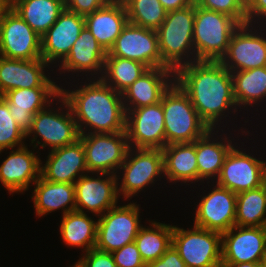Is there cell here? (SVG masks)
<instances>
[{
	"label": "cell",
	"mask_w": 266,
	"mask_h": 267,
	"mask_svg": "<svg viewBox=\"0 0 266 267\" xmlns=\"http://www.w3.org/2000/svg\"><path fill=\"white\" fill-rule=\"evenodd\" d=\"M174 81L210 129L220 130L221 120L238 111L231 72L220 61L197 60L183 65L174 72Z\"/></svg>",
	"instance_id": "6da1fadb"
},
{
	"label": "cell",
	"mask_w": 266,
	"mask_h": 267,
	"mask_svg": "<svg viewBox=\"0 0 266 267\" xmlns=\"http://www.w3.org/2000/svg\"><path fill=\"white\" fill-rule=\"evenodd\" d=\"M87 81L79 87L76 84L77 89L60 87V95L73 113L79 134L125 132L126 112L122 94L101 79Z\"/></svg>",
	"instance_id": "7a4b0ae2"
},
{
	"label": "cell",
	"mask_w": 266,
	"mask_h": 267,
	"mask_svg": "<svg viewBox=\"0 0 266 267\" xmlns=\"http://www.w3.org/2000/svg\"><path fill=\"white\" fill-rule=\"evenodd\" d=\"M195 2L183 9L169 11L156 30L162 61L174 72L197 61L193 45Z\"/></svg>",
	"instance_id": "3957f363"
},
{
	"label": "cell",
	"mask_w": 266,
	"mask_h": 267,
	"mask_svg": "<svg viewBox=\"0 0 266 267\" xmlns=\"http://www.w3.org/2000/svg\"><path fill=\"white\" fill-rule=\"evenodd\" d=\"M166 145L193 143L210 128L200 118L188 95L174 81L161 97Z\"/></svg>",
	"instance_id": "277c9868"
},
{
	"label": "cell",
	"mask_w": 266,
	"mask_h": 267,
	"mask_svg": "<svg viewBox=\"0 0 266 267\" xmlns=\"http://www.w3.org/2000/svg\"><path fill=\"white\" fill-rule=\"evenodd\" d=\"M240 24L231 16L195 4L193 45L196 60L220 61Z\"/></svg>",
	"instance_id": "5b68a950"
},
{
	"label": "cell",
	"mask_w": 266,
	"mask_h": 267,
	"mask_svg": "<svg viewBox=\"0 0 266 267\" xmlns=\"http://www.w3.org/2000/svg\"><path fill=\"white\" fill-rule=\"evenodd\" d=\"M57 99L59 101L57 105L62 103L59 109L55 107L53 109L48 105L33 116L32 127L26 134V137L33 136L30 140L31 145L34 143L33 148L40 145L42 149L48 146L53 150L72 144L79 139L76 121L67 101L61 95ZM62 105L64 108L61 107ZM38 137L41 141L37 140Z\"/></svg>",
	"instance_id": "8992f818"
},
{
	"label": "cell",
	"mask_w": 266,
	"mask_h": 267,
	"mask_svg": "<svg viewBox=\"0 0 266 267\" xmlns=\"http://www.w3.org/2000/svg\"><path fill=\"white\" fill-rule=\"evenodd\" d=\"M119 169L122 170L117 172L118 175L122 173L117 175V180L121 179V183H117L119 197L121 195L125 200L131 199L164 177L162 150L129 148L125 161Z\"/></svg>",
	"instance_id": "52a82bcc"
},
{
	"label": "cell",
	"mask_w": 266,
	"mask_h": 267,
	"mask_svg": "<svg viewBox=\"0 0 266 267\" xmlns=\"http://www.w3.org/2000/svg\"><path fill=\"white\" fill-rule=\"evenodd\" d=\"M172 245L187 267H221L222 234L193 226L173 225Z\"/></svg>",
	"instance_id": "ba28073f"
},
{
	"label": "cell",
	"mask_w": 266,
	"mask_h": 267,
	"mask_svg": "<svg viewBox=\"0 0 266 267\" xmlns=\"http://www.w3.org/2000/svg\"><path fill=\"white\" fill-rule=\"evenodd\" d=\"M139 208V204L130 202L110 208L99 216L95 248L112 253L126 244L134 242L139 229L143 226L140 224Z\"/></svg>",
	"instance_id": "9c48e42d"
},
{
	"label": "cell",
	"mask_w": 266,
	"mask_h": 267,
	"mask_svg": "<svg viewBox=\"0 0 266 267\" xmlns=\"http://www.w3.org/2000/svg\"><path fill=\"white\" fill-rule=\"evenodd\" d=\"M260 25L240 24L232 33L227 52L220 60L230 72L266 66L265 28L262 30Z\"/></svg>",
	"instance_id": "30bf717a"
},
{
	"label": "cell",
	"mask_w": 266,
	"mask_h": 267,
	"mask_svg": "<svg viewBox=\"0 0 266 267\" xmlns=\"http://www.w3.org/2000/svg\"><path fill=\"white\" fill-rule=\"evenodd\" d=\"M88 173L117 175L125 161L129 144L126 132L80 134Z\"/></svg>",
	"instance_id": "8fae6325"
},
{
	"label": "cell",
	"mask_w": 266,
	"mask_h": 267,
	"mask_svg": "<svg viewBox=\"0 0 266 267\" xmlns=\"http://www.w3.org/2000/svg\"><path fill=\"white\" fill-rule=\"evenodd\" d=\"M0 56L18 60L41 59V36L13 9L0 19Z\"/></svg>",
	"instance_id": "7c38bea8"
},
{
	"label": "cell",
	"mask_w": 266,
	"mask_h": 267,
	"mask_svg": "<svg viewBox=\"0 0 266 267\" xmlns=\"http://www.w3.org/2000/svg\"><path fill=\"white\" fill-rule=\"evenodd\" d=\"M236 147L238 145L229 151L219 177L212 183L238 194L262 186L266 176V161L259 160L253 153L246 154L244 148L241 150Z\"/></svg>",
	"instance_id": "4fadbf2b"
},
{
	"label": "cell",
	"mask_w": 266,
	"mask_h": 267,
	"mask_svg": "<svg viewBox=\"0 0 266 267\" xmlns=\"http://www.w3.org/2000/svg\"><path fill=\"white\" fill-rule=\"evenodd\" d=\"M125 132L130 148L163 149L166 146L164 111L161 101L125 110Z\"/></svg>",
	"instance_id": "5bb4252c"
},
{
	"label": "cell",
	"mask_w": 266,
	"mask_h": 267,
	"mask_svg": "<svg viewBox=\"0 0 266 267\" xmlns=\"http://www.w3.org/2000/svg\"><path fill=\"white\" fill-rule=\"evenodd\" d=\"M107 56L135 60L148 68H169L162 61L157 32L130 22L122 29Z\"/></svg>",
	"instance_id": "9a60e30c"
},
{
	"label": "cell",
	"mask_w": 266,
	"mask_h": 267,
	"mask_svg": "<svg viewBox=\"0 0 266 267\" xmlns=\"http://www.w3.org/2000/svg\"><path fill=\"white\" fill-rule=\"evenodd\" d=\"M95 177L86 173L74 183L75 210L86 213L87 209L99 217L117 206L118 180L117 175L108 173H97Z\"/></svg>",
	"instance_id": "2e32d148"
},
{
	"label": "cell",
	"mask_w": 266,
	"mask_h": 267,
	"mask_svg": "<svg viewBox=\"0 0 266 267\" xmlns=\"http://www.w3.org/2000/svg\"><path fill=\"white\" fill-rule=\"evenodd\" d=\"M212 186L199 200L193 224L223 234L235 226L237 194L216 183Z\"/></svg>",
	"instance_id": "e0dca14e"
},
{
	"label": "cell",
	"mask_w": 266,
	"mask_h": 267,
	"mask_svg": "<svg viewBox=\"0 0 266 267\" xmlns=\"http://www.w3.org/2000/svg\"><path fill=\"white\" fill-rule=\"evenodd\" d=\"M266 227L233 226L222 234V264L262 263Z\"/></svg>",
	"instance_id": "ac0fdd59"
},
{
	"label": "cell",
	"mask_w": 266,
	"mask_h": 267,
	"mask_svg": "<svg viewBox=\"0 0 266 267\" xmlns=\"http://www.w3.org/2000/svg\"><path fill=\"white\" fill-rule=\"evenodd\" d=\"M85 27V17L65 9L57 21L41 36V57L55 68L69 54ZM52 64V65H51Z\"/></svg>",
	"instance_id": "d6986e66"
},
{
	"label": "cell",
	"mask_w": 266,
	"mask_h": 267,
	"mask_svg": "<svg viewBox=\"0 0 266 267\" xmlns=\"http://www.w3.org/2000/svg\"><path fill=\"white\" fill-rule=\"evenodd\" d=\"M46 68L51 67L42 58L18 60L0 56V96L14 89L60 87L45 74Z\"/></svg>",
	"instance_id": "ffe728a7"
},
{
	"label": "cell",
	"mask_w": 266,
	"mask_h": 267,
	"mask_svg": "<svg viewBox=\"0 0 266 267\" xmlns=\"http://www.w3.org/2000/svg\"><path fill=\"white\" fill-rule=\"evenodd\" d=\"M41 159L23 145L14 150L0 165V183L10 193H23L41 176Z\"/></svg>",
	"instance_id": "44dd1931"
},
{
	"label": "cell",
	"mask_w": 266,
	"mask_h": 267,
	"mask_svg": "<svg viewBox=\"0 0 266 267\" xmlns=\"http://www.w3.org/2000/svg\"><path fill=\"white\" fill-rule=\"evenodd\" d=\"M106 56L107 52L85 26L73 44L68 56L58 65V70H60V74L64 73V75L66 72H72V75L74 74L75 76L76 74L79 77V73H81V77L87 73L85 75L87 79H93V77L100 79L103 74Z\"/></svg>",
	"instance_id": "7402d4cb"
},
{
	"label": "cell",
	"mask_w": 266,
	"mask_h": 267,
	"mask_svg": "<svg viewBox=\"0 0 266 267\" xmlns=\"http://www.w3.org/2000/svg\"><path fill=\"white\" fill-rule=\"evenodd\" d=\"M60 95V87H36L7 91L0 96L7 104L11 116L25 134L31 129L33 116L52 105ZM53 100V101H52Z\"/></svg>",
	"instance_id": "603a6c76"
},
{
	"label": "cell",
	"mask_w": 266,
	"mask_h": 267,
	"mask_svg": "<svg viewBox=\"0 0 266 267\" xmlns=\"http://www.w3.org/2000/svg\"><path fill=\"white\" fill-rule=\"evenodd\" d=\"M86 173L85 150L80 138L72 144L51 150L45 164L41 165V176L50 182L74 184Z\"/></svg>",
	"instance_id": "cb8c5ba5"
},
{
	"label": "cell",
	"mask_w": 266,
	"mask_h": 267,
	"mask_svg": "<svg viewBox=\"0 0 266 267\" xmlns=\"http://www.w3.org/2000/svg\"><path fill=\"white\" fill-rule=\"evenodd\" d=\"M173 82L172 69L149 68L122 93L124 109L133 110L160 102L162 95Z\"/></svg>",
	"instance_id": "d4e9b609"
},
{
	"label": "cell",
	"mask_w": 266,
	"mask_h": 267,
	"mask_svg": "<svg viewBox=\"0 0 266 267\" xmlns=\"http://www.w3.org/2000/svg\"><path fill=\"white\" fill-rule=\"evenodd\" d=\"M218 132V129L216 131L215 129H210L203 137L196 140L198 182L202 183V181L207 180L209 184V179L216 180L220 175L225 158L236 144L235 142L232 144L234 139L231 136H226L228 133L217 136Z\"/></svg>",
	"instance_id": "484cf974"
},
{
	"label": "cell",
	"mask_w": 266,
	"mask_h": 267,
	"mask_svg": "<svg viewBox=\"0 0 266 267\" xmlns=\"http://www.w3.org/2000/svg\"><path fill=\"white\" fill-rule=\"evenodd\" d=\"M127 23V11L122 0H111L106 6L85 16V26L107 53Z\"/></svg>",
	"instance_id": "4316f807"
},
{
	"label": "cell",
	"mask_w": 266,
	"mask_h": 267,
	"mask_svg": "<svg viewBox=\"0 0 266 267\" xmlns=\"http://www.w3.org/2000/svg\"><path fill=\"white\" fill-rule=\"evenodd\" d=\"M32 201L39 217L62 209V216L75 211L74 184L50 182L42 176L34 183Z\"/></svg>",
	"instance_id": "83f0119b"
},
{
	"label": "cell",
	"mask_w": 266,
	"mask_h": 267,
	"mask_svg": "<svg viewBox=\"0 0 266 267\" xmlns=\"http://www.w3.org/2000/svg\"><path fill=\"white\" fill-rule=\"evenodd\" d=\"M164 177L169 182H198V166L196 160V141L193 143H173L162 149Z\"/></svg>",
	"instance_id": "f1b7e54d"
},
{
	"label": "cell",
	"mask_w": 266,
	"mask_h": 267,
	"mask_svg": "<svg viewBox=\"0 0 266 267\" xmlns=\"http://www.w3.org/2000/svg\"><path fill=\"white\" fill-rule=\"evenodd\" d=\"M97 223L86 213L75 210L62 216L59 232L67 247H79L83 248L82 252H88L96 246Z\"/></svg>",
	"instance_id": "f546056e"
},
{
	"label": "cell",
	"mask_w": 266,
	"mask_h": 267,
	"mask_svg": "<svg viewBox=\"0 0 266 267\" xmlns=\"http://www.w3.org/2000/svg\"><path fill=\"white\" fill-rule=\"evenodd\" d=\"M231 76L237 107L243 110L248 106L262 105L260 103L266 99V66L231 72Z\"/></svg>",
	"instance_id": "4dcf8cb0"
},
{
	"label": "cell",
	"mask_w": 266,
	"mask_h": 267,
	"mask_svg": "<svg viewBox=\"0 0 266 267\" xmlns=\"http://www.w3.org/2000/svg\"><path fill=\"white\" fill-rule=\"evenodd\" d=\"M13 10L42 36L65 10L63 0H20Z\"/></svg>",
	"instance_id": "1f68e13d"
},
{
	"label": "cell",
	"mask_w": 266,
	"mask_h": 267,
	"mask_svg": "<svg viewBox=\"0 0 266 267\" xmlns=\"http://www.w3.org/2000/svg\"><path fill=\"white\" fill-rule=\"evenodd\" d=\"M149 226H142L135 238V243L143 262L150 263L164 255L172 245L173 226L150 221Z\"/></svg>",
	"instance_id": "d6a6232c"
},
{
	"label": "cell",
	"mask_w": 266,
	"mask_h": 267,
	"mask_svg": "<svg viewBox=\"0 0 266 267\" xmlns=\"http://www.w3.org/2000/svg\"><path fill=\"white\" fill-rule=\"evenodd\" d=\"M149 68L141 62L116 56H106L101 80L115 91L123 93Z\"/></svg>",
	"instance_id": "836d02e7"
},
{
	"label": "cell",
	"mask_w": 266,
	"mask_h": 267,
	"mask_svg": "<svg viewBox=\"0 0 266 267\" xmlns=\"http://www.w3.org/2000/svg\"><path fill=\"white\" fill-rule=\"evenodd\" d=\"M235 225L266 227V194L263 186L237 194Z\"/></svg>",
	"instance_id": "e575fe53"
},
{
	"label": "cell",
	"mask_w": 266,
	"mask_h": 267,
	"mask_svg": "<svg viewBox=\"0 0 266 267\" xmlns=\"http://www.w3.org/2000/svg\"><path fill=\"white\" fill-rule=\"evenodd\" d=\"M128 22L150 29L157 30L166 18L167 11L159 0H122Z\"/></svg>",
	"instance_id": "d590c367"
},
{
	"label": "cell",
	"mask_w": 266,
	"mask_h": 267,
	"mask_svg": "<svg viewBox=\"0 0 266 267\" xmlns=\"http://www.w3.org/2000/svg\"><path fill=\"white\" fill-rule=\"evenodd\" d=\"M26 134L10 114L8 104L0 97V154L25 145Z\"/></svg>",
	"instance_id": "8d00e7d4"
},
{
	"label": "cell",
	"mask_w": 266,
	"mask_h": 267,
	"mask_svg": "<svg viewBox=\"0 0 266 267\" xmlns=\"http://www.w3.org/2000/svg\"><path fill=\"white\" fill-rule=\"evenodd\" d=\"M203 9L221 12L234 18L239 24H246V12L235 0H194Z\"/></svg>",
	"instance_id": "74e56055"
},
{
	"label": "cell",
	"mask_w": 266,
	"mask_h": 267,
	"mask_svg": "<svg viewBox=\"0 0 266 267\" xmlns=\"http://www.w3.org/2000/svg\"><path fill=\"white\" fill-rule=\"evenodd\" d=\"M111 254L117 267H145L135 242L126 244Z\"/></svg>",
	"instance_id": "f35d334b"
},
{
	"label": "cell",
	"mask_w": 266,
	"mask_h": 267,
	"mask_svg": "<svg viewBox=\"0 0 266 267\" xmlns=\"http://www.w3.org/2000/svg\"><path fill=\"white\" fill-rule=\"evenodd\" d=\"M73 267H117L113 255L96 248L83 254Z\"/></svg>",
	"instance_id": "ab89813d"
},
{
	"label": "cell",
	"mask_w": 266,
	"mask_h": 267,
	"mask_svg": "<svg viewBox=\"0 0 266 267\" xmlns=\"http://www.w3.org/2000/svg\"><path fill=\"white\" fill-rule=\"evenodd\" d=\"M111 0H63L65 9L87 16L106 6Z\"/></svg>",
	"instance_id": "60d3db41"
},
{
	"label": "cell",
	"mask_w": 266,
	"mask_h": 267,
	"mask_svg": "<svg viewBox=\"0 0 266 267\" xmlns=\"http://www.w3.org/2000/svg\"><path fill=\"white\" fill-rule=\"evenodd\" d=\"M145 267H187L178 251L171 245L159 259L146 263Z\"/></svg>",
	"instance_id": "b9f144b4"
},
{
	"label": "cell",
	"mask_w": 266,
	"mask_h": 267,
	"mask_svg": "<svg viewBox=\"0 0 266 267\" xmlns=\"http://www.w3.org/2000/svg\"><path fill=\"white\" fill-rule=\"evenodd\" d=\"M246 17L247 23L258 25L261 23L266 27V25H264L266 24V0H254L251 7L246 11ZM263 20L265 23H263Z\"/></svg>",
	"instance_id": "7bdbcfd3"
},
{
	"label": "cell",
	"mask_w": 266,
	"mask_h": 267,
	"mask_svg": "<svg viewBox=\"0 0 266 267\" xmlns=\"http://www.w3.org/2000/svg\"><path fill=\"white\" fill-rule=\"evenodd\" d=\"M164 9L169 11L183 9L194 3V0H159Z\"/></svg>",
	"instance_id": "ee69618b"
},
{
	"label": "cell",
	"mask_w": 266,
	"mask_h": 267,
	"mask_svg": "<svg viewBox=\"0 0 266 267\" xmlns=\"http://www.w3.org/2000/svg\"><path fill=\"white\" fill-rule=\"evenodd\" d=\"M221 267H263L262 263H237V264H222Z\"/></svg>",
	"instance_id": "f6af8a7d"
},
{
	"label": "cell",
	"mask_w": 266,
	"mask_h": 267,
	"mask_svg": "<svg viewBox=\"0 0 266 267\" xmlns=\"http://www.w3.org/2000/svg\"><path fill=\"white\" fill-rule=\"evenodd\" d=\"M20 0H0V8L13 9Z\"/></svg>",
	"instance_id": "bcb514c9"
},
{
	"label": "cell",
	"mask_w": 266,
	"mask_h": 267,
	"mask_svg": "<svg viewBox=\"0 0 266 267\" xmlns=\"http://www.w3.org/2000/svg\"><path fill=\"white\" fill-rule=\"evenodd\" d=\"M235 1L246 12L251 7L254 0H235Z\"/></svg>",
	"instance_id": "7dc6e473"
},
{
	"label": "cell",
	"mask_w": 266,
	"mask_h": 267,
	"mask_svg": "<svg viewBox=\"0 0 266 267\" xmlns=\"http://www.w3.org/2000/svg\"><path fill=\"white\" fill-rule=\"evenodd\" d=\"M262 186H263V189H264L265 194H266V176L263 179Z\"/></svg>",
	"instance_id": "c3c4849f"
},
{
	"label": "cell",
	"mask_w": 266,
	"mask_h": 267,
	"mask_svg": "<svg viewBox=\"0 0 266 267\" xmlns=\"http://www.w3.org/2000/svg\"><path fill=\"white\" fill-rule=\"evenodd\" d=\"M262 265H263V267H266V252H265V255L263 257Z\"/></svg>",
	"instance_id": "681fc988"
},
{
	"label": "cell",
	"mask_w": 266,
	"mask_h": 267,
	"mask_svg": "<svg viewBox=\"0 0 266 267\" xmlns=\"http://www.w3.org/2000/svg\"><path fill=\"white\" fill-rule=\"evenodd\" d=\"M4 10H5L4 8H0V19H1V16H2V12H3Z\"/></svg>",
	"instance_id": "f907efd6"
}]
</instances>
